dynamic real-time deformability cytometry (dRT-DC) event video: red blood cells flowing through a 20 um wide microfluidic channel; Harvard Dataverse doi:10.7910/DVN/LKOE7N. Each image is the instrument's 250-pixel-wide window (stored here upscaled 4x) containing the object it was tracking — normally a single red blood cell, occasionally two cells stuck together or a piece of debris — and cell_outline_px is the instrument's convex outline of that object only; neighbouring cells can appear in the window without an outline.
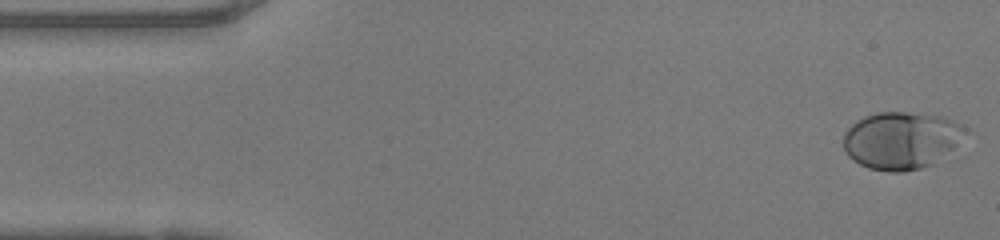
{"species": "human", "species_latin": "Homo sapiens", "temperature_condition": "warm", "stored_images_in_passage": 48, "camera_frame_rate_fps": 3000, "um_per_image_px": 0.085, "donor": {"sex": "female"}, "frame": {"image": 1, "passage_image": 1, "time_ms": 0.0, "image_size_px": [1000, 240], "cell_outline_px": [[968, 128], [956, 144], [952, 148], [932, 164], [920, 168], [904, 172], [888, 172], [868, 168], [852, 160], [848, 156], [844, 148], [844, 132], [856, 120], [864, 116], [876, 112], [908, 112], [944, 116]], "centroid_in_image_um": [76.56, 11.92], "position_along_channel_um": 8.4, "area_um2": 40.63}}
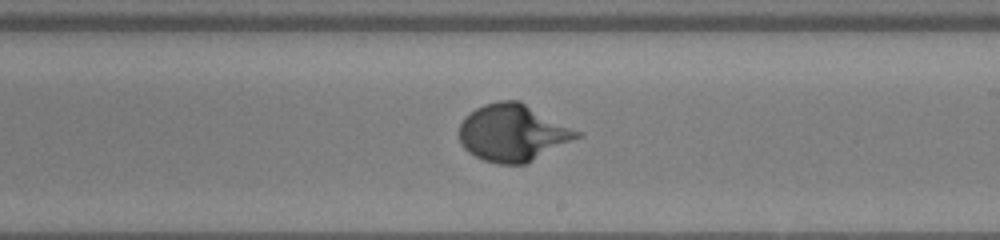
{"frame": {"image": 2, "passage_image": 27, "time_ms": 8.667, "image_size_px": [1000, 240], "cell_outline_px": [[584, 136], [524, 164], [496, 164], [484, 160], [468, 152], [460, 144], [460, 124], [464, 116], [476, 108], [484, 104], [500, 100], [520, 100], [584, 132]], "centroid_in_image_um": [43.64, 11.27], "position_along_channel_um": 245.4, "area_um2": 39.65}}
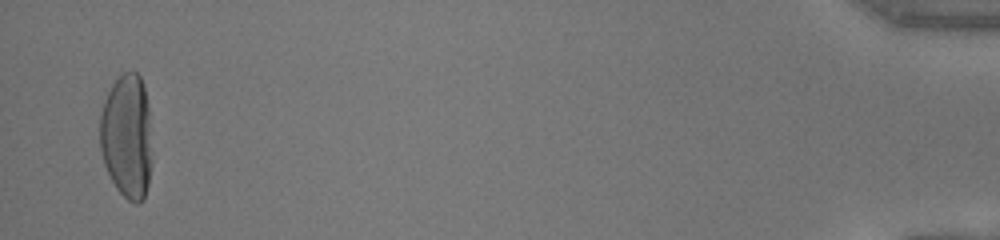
{"frame": {"image": 3, "passage_image": 47, "time_ms": 15.333, "image_size_px": [1000, 240], "cell_outline_px": [[152, 164], [148, 184], [144, 196], [136, 204], [128, 200], [116, 188], [104, 164], [100, 148], [100, 116], [104, 100], [112, 84], [124, 72], [136, 72], [140, 76], [144, 88], [148, 104], [152, 160]], "centroid_in_image_um": [10.79, 11.59], "position_along_channel_um": 424.4, "area_um2": 37.8}, "authors_computed_cell_mechanics": {"area_um2": 37.8879, "velocity_mm_per_s": 4.1297, "shape_relaxation_time_tau1_ms": 3.7333, "shape_relaxation_time_tau2_ms": null, "deformation_change_tau1": 0.2345, "deformation_change_tau2": null}}